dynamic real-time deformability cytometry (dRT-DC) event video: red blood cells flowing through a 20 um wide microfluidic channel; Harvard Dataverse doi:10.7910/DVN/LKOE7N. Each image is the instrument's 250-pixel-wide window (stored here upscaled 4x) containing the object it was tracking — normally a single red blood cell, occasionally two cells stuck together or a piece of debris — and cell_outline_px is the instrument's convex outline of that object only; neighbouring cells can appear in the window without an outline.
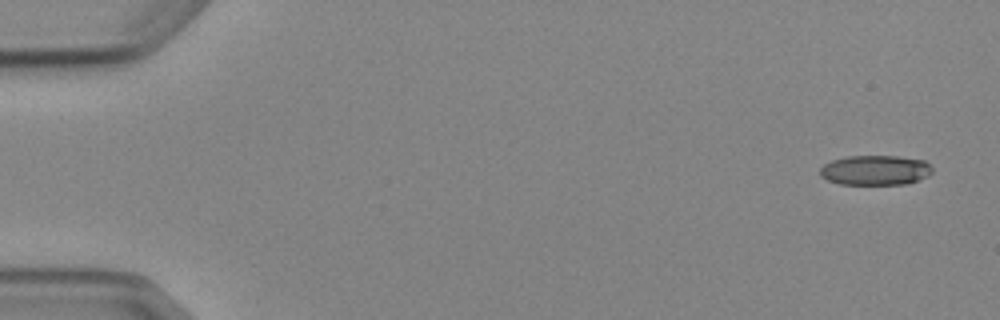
{"species": "Egyptian fruit bat (a non-hibernating species)", "species_latin": "Rousettus aegyptiacus", "temperature_condition": "cold", "stored_images_in_passage": 5, "camera_frame_rate_fps": 3000, "um_per_image_px": 0.085, "animal": {"sex": "female"}, "frame": {"image": 1, "passage_image": 1, "time_ms": 0.0, "image_size_px": [1000, 320], "cell_outline_px": [[932, 172], [928, 176], [908, 184], [840, 184], [828, 180], [820, 176], [820, 168], [824, 164], [832, 160], [848, 156], [896, 156], [924, 160], [932, 168]], "centroid_in_image_um": [74.4, 14.47], "position_along_channel_um": 10.6, "area_um2": 19.54}}
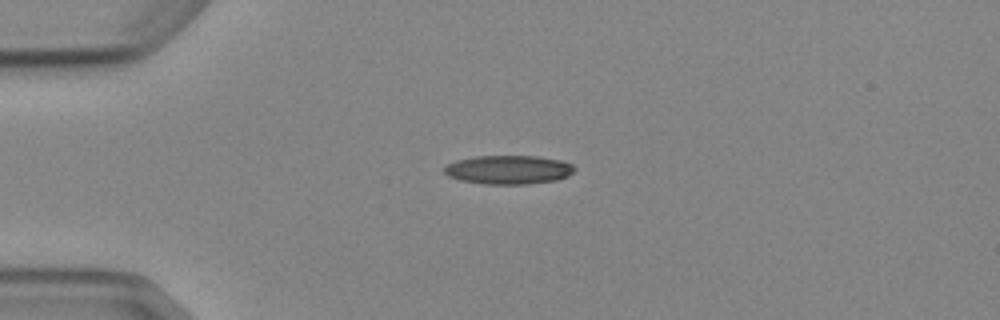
{"frame": {"image": 2, "passage_image": 4, "time_ms": 3.667, "image_size_px": [1000, 320], "cell_outline_px": [[576, 168], [568, 176], [556, 180], [528, 184], [484, 184], [460, 180], [448, 176], [444, 172], [444, 168], [448, 164], [456, 160], [476, 156], [536, 156], [560, 160], [572, 164]], "centroid_in_image_um": [43.22, 14.43], "position_along_channel_um": 41.8, "area_um2": 21.85}}